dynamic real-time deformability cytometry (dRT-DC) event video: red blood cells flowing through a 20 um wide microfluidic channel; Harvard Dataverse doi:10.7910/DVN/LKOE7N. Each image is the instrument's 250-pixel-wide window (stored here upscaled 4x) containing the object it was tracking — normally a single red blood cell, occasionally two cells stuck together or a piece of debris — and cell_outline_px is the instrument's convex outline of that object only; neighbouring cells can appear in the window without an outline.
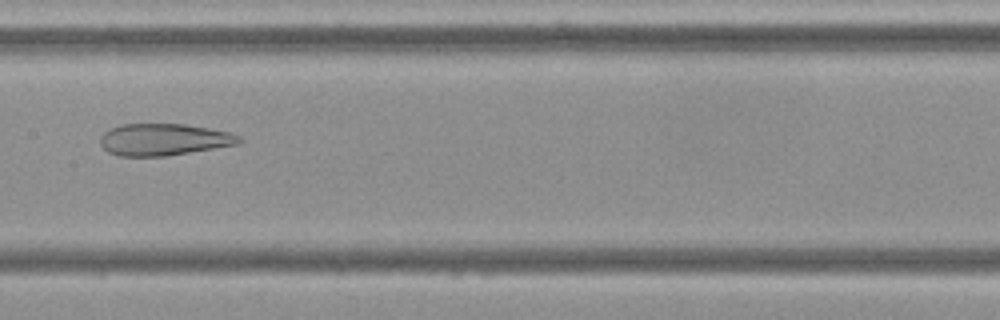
{"species": "Egyptian fruit bat (a non-hibernating species)", "species_latin": "Rousettus aegyptiacus", "temperature_condition": "cold", "stored_images_in_passage": 9, "camera_frame_rate_fps": 3000, "um_per_image_px": 0.085, "frame": {"image": 1, "passage_image": 7, "time_ms": 8.0, "image_size_px": [1000, 320], "cell_outline_px": [[244, 140], [236, 144], [164, 156], [120, 156], [108, 152], [100, 144], [100, 136], [104, 132], [120, 124], [184, 124], [232, 132], [240, 136]], "centroid_in_image_um": [13.91, 11.85], "position_along_channel_um": 193.5, "area_um2": 25.61}}
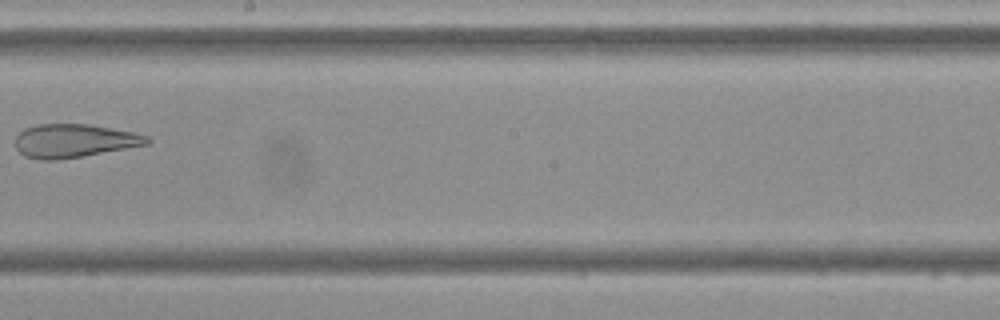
{"frame": {"image": 2, "passage_image": 8, "time_ms": 9.333, "image_size_px": [1000, 320], "cell_outline_px": [[152, 140], [148, 144], [80, 156], [56, 160], [40, 160], [24, 156], [16, 148], [16, 136], [24, 128], [40, 124], [88, 124], [132, 132], [148, 136]], "centroid_in_image_um": [6.27, 11.96], "position_along_channel_um": 241.9, "area_um2": 25.37}}
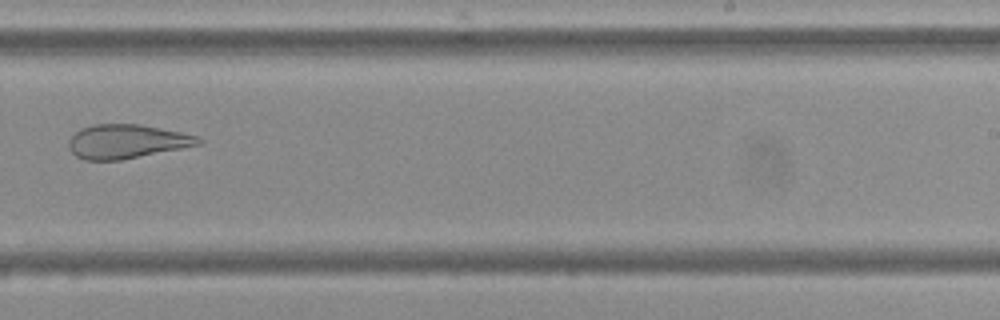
{"frame": {"image": 3, "passage_image": 9, "time_ms": 10.333, "image_size_px": [1000, 320], "cell_outline_px": [[204, 140], [200, 144], [120, 160], [84, 160], [76, 156], [68, 148], [68, 140], [80, 128], [92, 124], [140, 124], [180, 132], [196, 136]], "centroid_in_image_um": [10.71, 12.02], "position_along_channel_um": 278.3, "area_um2": 25.49}}